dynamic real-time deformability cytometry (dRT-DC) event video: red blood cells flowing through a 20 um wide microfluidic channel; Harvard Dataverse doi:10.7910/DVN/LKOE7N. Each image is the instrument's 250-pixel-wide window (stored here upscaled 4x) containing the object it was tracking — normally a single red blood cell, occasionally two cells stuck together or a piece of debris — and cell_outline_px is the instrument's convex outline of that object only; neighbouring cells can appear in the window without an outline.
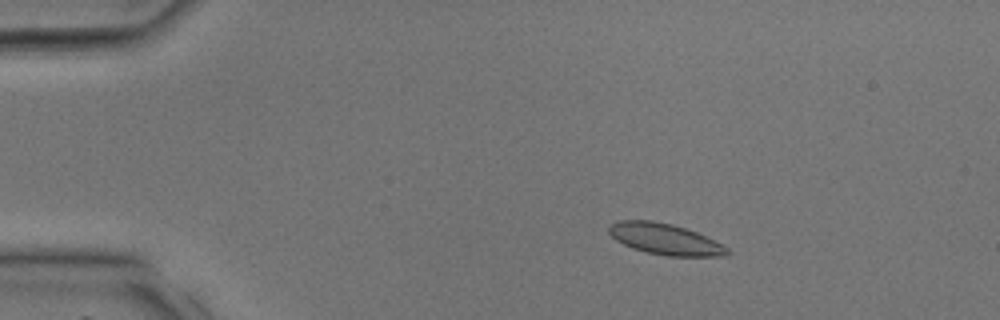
{"species": "common noctule bat (a hibernating species)", "species_latin": "Nyctalus noctula", "temperature_condition": "room temperature", "stored_images_in_passage": 39, "camera_frame_rate_fps": 3000, "um_per_image_px": 0.085, "animal": {"sex": "male", "body_mass_g": 17.9, "forearm_length_mm": 54.2}, "frame": {"image": 1, "passage_image": 7, "time_ms": 2.0, "image_size_px": [1000, 320], "cell_outline_px": [[732, 252], [728, 256], [668, 256], [648, 252], [632, 248], [616, 240], [608, 232], [608, 224], [616, 220], [652, 220], [672, 224], [708, 236], [728, 248]], "centroid_in_image_um": [56.53, 20.31], "position_along_channel_um": 28.5, "area_um2": 21.62}}
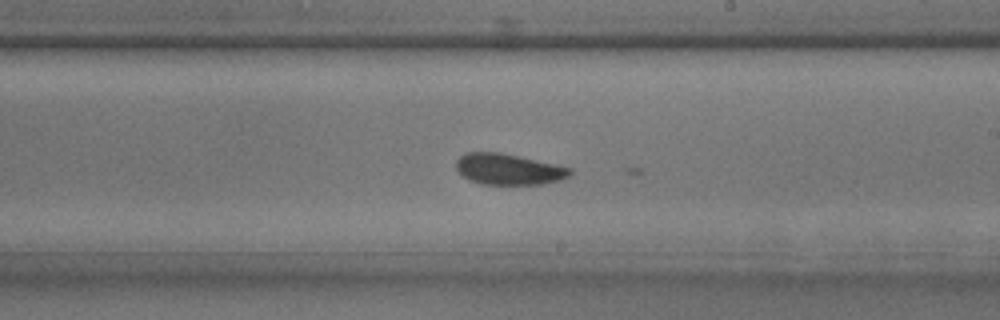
{"frame": {"image": 2, "passage_image": 23, "time_ms": 7.333, "image_size_px": [1000, 320], "cell_outline_px": [[572, 172], [568, 176], [560, 180], [540, 184], [480, 184], [468, 180], [456, 168], [456, 160], [464, 152], [500, 152], [556, 164], [572, 168]], "centroid_in_image_um": [43.21, 14.38], "position_along_channel_um": 245.8, "area_um2": 20.58}}
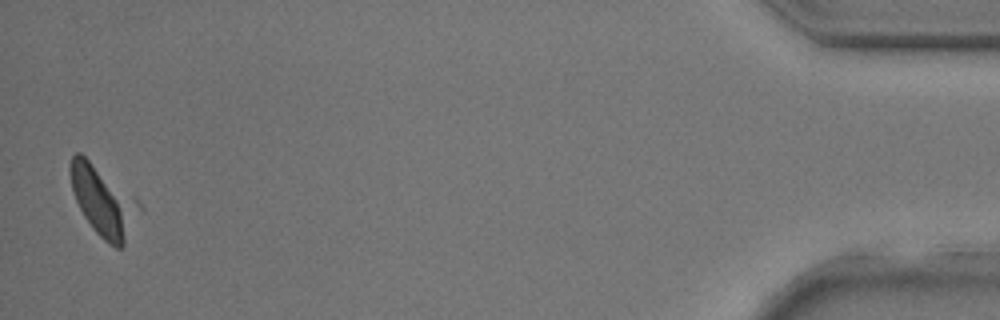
{"frame": {"image": 3, "passage_image": 38, "time_ms": 12.333, "image_size_px": [1000, 320], "cell_outline_px": [[144, 208], [124, 244], [120, 248], [116, 248], [108, 244], [92, 228], [84, 216], [72, 192], [68, 168], [72, 156], [76, 152], [80, 152], [136, 200]], "centroid_in_image_um": [8.76, 17.12], "position_along_channel_um": 426.4, "area_um2": 27.63}}